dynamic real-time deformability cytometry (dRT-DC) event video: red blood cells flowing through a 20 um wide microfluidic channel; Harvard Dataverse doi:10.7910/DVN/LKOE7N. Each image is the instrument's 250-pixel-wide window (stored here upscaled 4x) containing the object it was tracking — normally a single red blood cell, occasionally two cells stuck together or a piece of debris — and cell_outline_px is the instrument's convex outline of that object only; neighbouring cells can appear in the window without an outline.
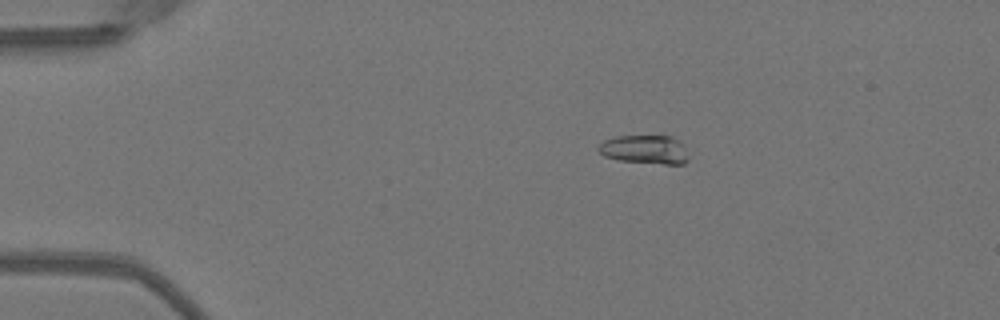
{"species": "Egyptian fruit bat (a non-hibernating species)", "species_latin": "Rousettus aegyptiacus", "temperature_condition": "warm", "stored_images_in_passage": 42, "camera_frame_rate_fps": 3000, "um_per_image_px": 0.085, "animal": {"sex": "female"}, "frame": {"image": 1, "passage_image": 1, "time_ms": 0.0, "image_size_px": [1000, 320], "cell_outline_px": [[688, 160], [684, 164], [664, 164], [620, 160], [604, 156], [596, 148], [604, 140], [616, 136], [672, 136], [684, 144]], "centroid_in_image_um": [54.82, 12.7], "position_along_channel_um": 30.2, "area_um2": 15.09}}
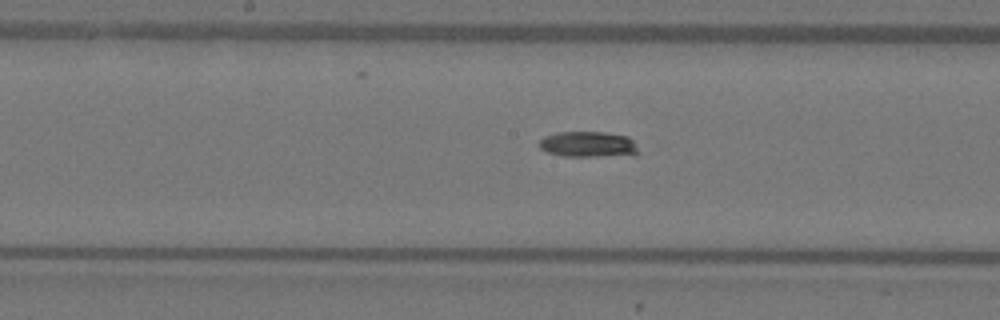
{"frame": {"image": 2, "passage_image": 18, "time_ms": 5.667, "image_size_px": [1000, 320], "cell_outline_px": [[640, 152], [636, 156], [564, 156], [548, 152], [540, 148], [540, 140], [544, 136], [556, 132], [604, 132], [628, 136], [632, 140]], "centroid_in_image_um": [50.05, 12.27], "position_along_channel_um": 198.1, "area_um2": 15.03}}
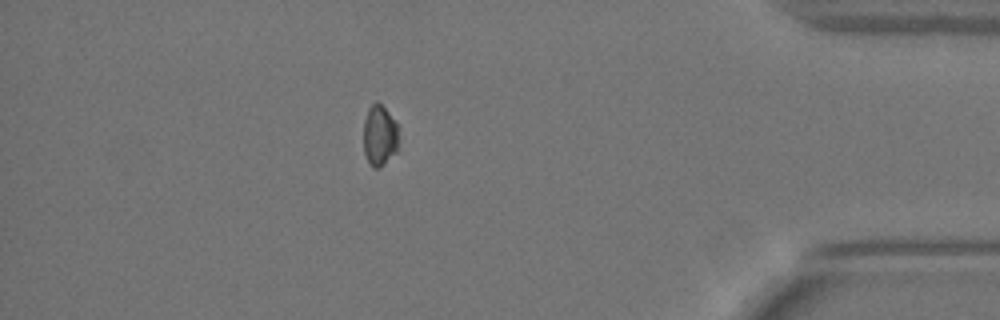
{"frame": {"image": 3, "passage_image": 36, "time_ms": 11.667, "image_size_px": [1000, 320], "cell_outline_px": [[396, 152], [380, 168], [372, 168], [364, 152], [364, 120], [368, 108], [376, 100], [388, 112], [396, 124]], "centroid_in_image_um": [32.22, 11.53], "position_along_channel_um": 403.0, "area_um2": 12.14}}